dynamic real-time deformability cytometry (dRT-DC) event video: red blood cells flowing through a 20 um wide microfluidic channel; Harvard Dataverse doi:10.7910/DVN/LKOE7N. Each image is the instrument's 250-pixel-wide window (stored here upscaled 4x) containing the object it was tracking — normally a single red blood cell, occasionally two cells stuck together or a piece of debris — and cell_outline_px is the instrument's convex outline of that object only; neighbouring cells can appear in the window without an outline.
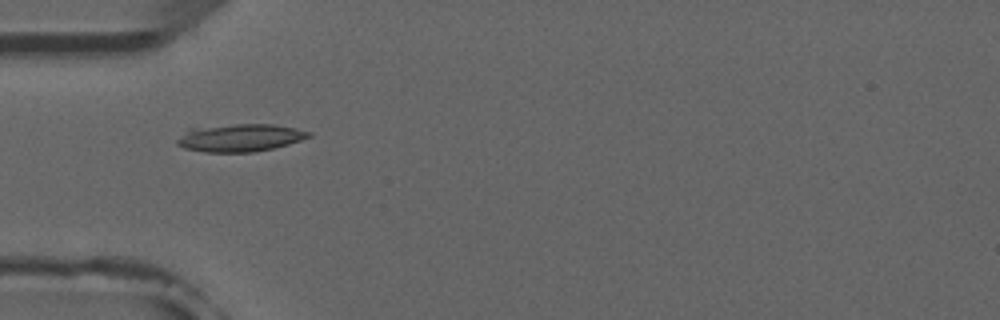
{"species": "common noctule bat (a hibernating species)", "species_latin": "Nyctalus noctula", "temperature_condition": "room temperature", "stored_images_in_passage": 3, "camera_frame_rate_fps": 3000, "um_per_image_px": 0.085, "animal": {"sex": "male", "forearm_length_mm": 52.5}, "frame": {"image": 1, "passage_image": 1, "time_ms": 0.0, "image_size_px": [1000, 320], "cell_outline_px": [[312, 136], [288, 144], [272, 148], [252, 152], [204, 152], [184, 148], [176, 144], [176, 140], [188, 128], [236, 124], [272, 124], [296, 128], [312, 132]], "centroid_in_image_um": [20.39, 11.7], "position_along_channel_um": 64.6, "area_um2": 21.21}}
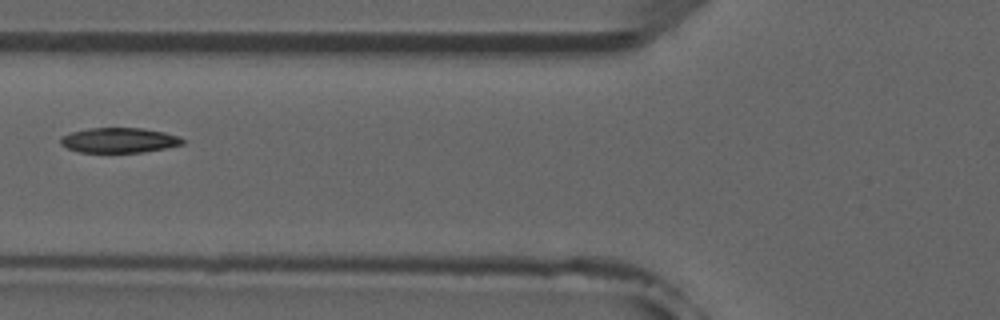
{"frame": {"image": 2, "passage_image": 2, "time_ms": 1.333, "image_size_px": [1000, 320], "cell_outline_px": [[184, 144], [164, 148], [140, 152], [80, 152], [68, 148], [60, 144], [60, 136], [72, 132], [88, 128], [140, 128], [164, 132], [180, 136], [184, 140]], "centroid_in_image_um": [10.11, 11.91], "position_along_channel_um": 115.7, "area_um2": 17.69}}
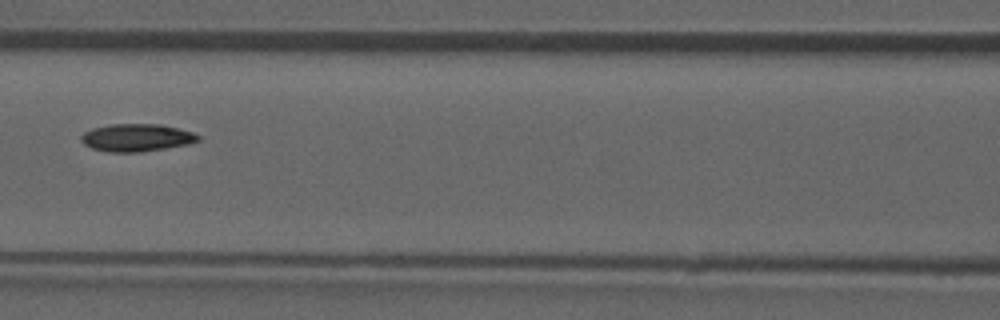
{"frame": {"image": 3, "passage_image": 3, "time_ms": 2.333, "image_size_px": [1000, 320], "cell_outline_px": [[200, 140], [188, 144], [140, 152], [108, 152], [92, 148], [84, 144], [80, 140], [80, 136], [84, 132], [92, 128], [112, 124], [160, 124], [192, 132], [200, 136]], "centroid_in_image_um": [11.58, 11.7], "position_along_channel_um": 155.0, "area_um2": 18.73}}